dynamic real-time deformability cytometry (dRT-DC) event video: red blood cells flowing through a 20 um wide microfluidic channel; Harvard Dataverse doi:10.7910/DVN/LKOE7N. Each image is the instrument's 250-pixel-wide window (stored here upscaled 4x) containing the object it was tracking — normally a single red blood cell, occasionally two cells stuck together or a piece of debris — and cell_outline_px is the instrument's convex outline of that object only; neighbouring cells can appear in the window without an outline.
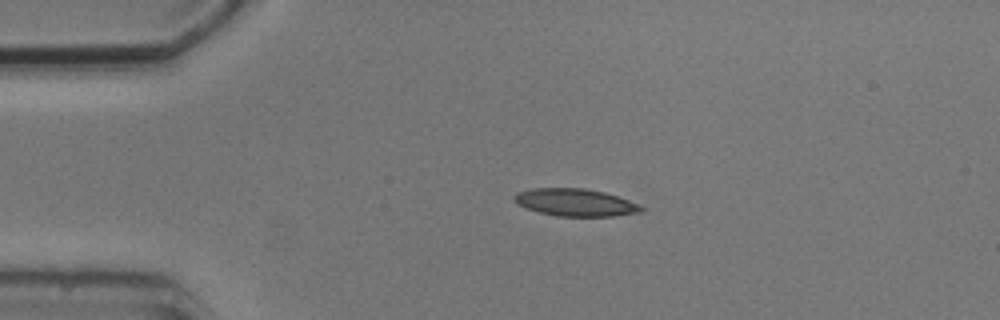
{"species": "common noctule bat (a hibernating species)", "species_latin": "Nyctalus noctula", "temperature_condition": "cold", "stored_images_in_passage": 4, "camera_frame_rate_fps": 3000, "um_per_image_px": 0.085, "animal": {"sex": "male", "body_mass_g": 20.5, "forearm_length_mm": 52.5}, "frame": {"image": 1, "passage_image": 3, "time_ms": 2.333, "image_size_px": [1000, 320], "cell_outline_px": [[644, 212], [616, 216], [556, 216], [524, 208], [516, 204], [512, 196], [516, 192], [532, 188], [584, 188], [604, 192], [640, 204], [644, 208]], "centroid_in_image_um": [48.89, 17.21], "position_along_channel_um": 36.1, "area_um2": 20.52}}